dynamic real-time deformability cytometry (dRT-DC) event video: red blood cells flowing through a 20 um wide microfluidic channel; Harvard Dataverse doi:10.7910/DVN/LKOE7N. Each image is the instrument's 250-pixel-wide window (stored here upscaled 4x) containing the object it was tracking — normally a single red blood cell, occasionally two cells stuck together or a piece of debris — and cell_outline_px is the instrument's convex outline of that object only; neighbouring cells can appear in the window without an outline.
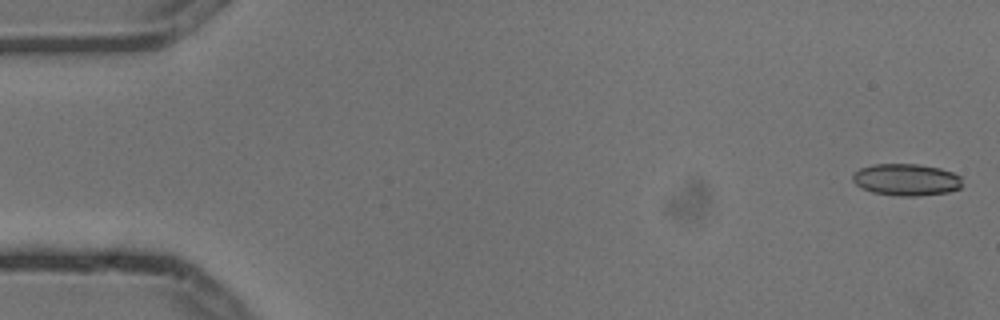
{"species": "common noctule bat (a hibernating species)", "species_latin": "Nyctalus noctula", "temperature_condition": "cold", "stored_images_in_passage": 5, "camera_frame_rate_fps": 3000, "um_per_image_px": 0.085, "animal": {"sex": "male", "body_mass_g": 13.3}, "frame": {"image": 1, "passage_image": 1, "time_ms": 0.0, "image_size_px": [1000, 320], "cell_outline_px": [[960, 188], [948, 192], [920, 196], [900, 196], [872, 192], [860, 188], [852, 180], [852, 176], [860, 168], [872, 164], [916, 164], [940, 168], [952, 172], [960, 176]], "centroid_in_image_um": [77.01, 15.27], "position_along_channel_um": 8.0, "area_um2": 20.35}}
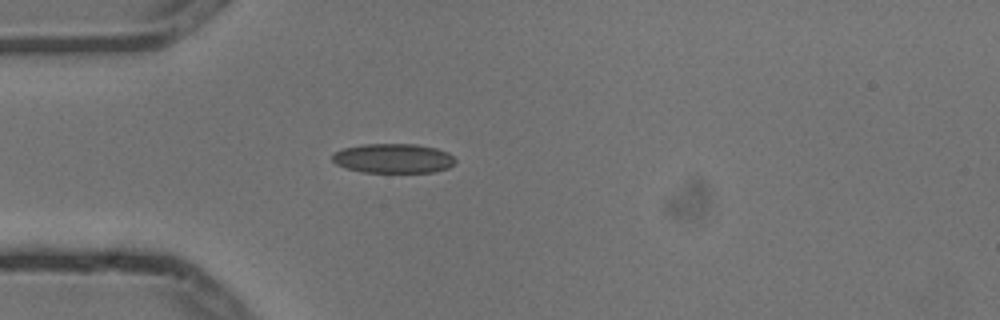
{"frame": {"image": 2, "passage_image": 5, "time_ms": 1.333, "image_size_px": [1000, 320], "cell_outline_px": [[456, 164], [448, 168], [432, 172], [360, 172], [344, 168], [336, 164], [332, 160], [332, 156], [336, 152], [344, 148], [364, 144], [416, 144], [436, 148], [448, 152], [456, 160]], "centroid_in_image_um": [33.44, 13.47], "position_along_channel_um": 51.6, "area_um2": 21.21}}